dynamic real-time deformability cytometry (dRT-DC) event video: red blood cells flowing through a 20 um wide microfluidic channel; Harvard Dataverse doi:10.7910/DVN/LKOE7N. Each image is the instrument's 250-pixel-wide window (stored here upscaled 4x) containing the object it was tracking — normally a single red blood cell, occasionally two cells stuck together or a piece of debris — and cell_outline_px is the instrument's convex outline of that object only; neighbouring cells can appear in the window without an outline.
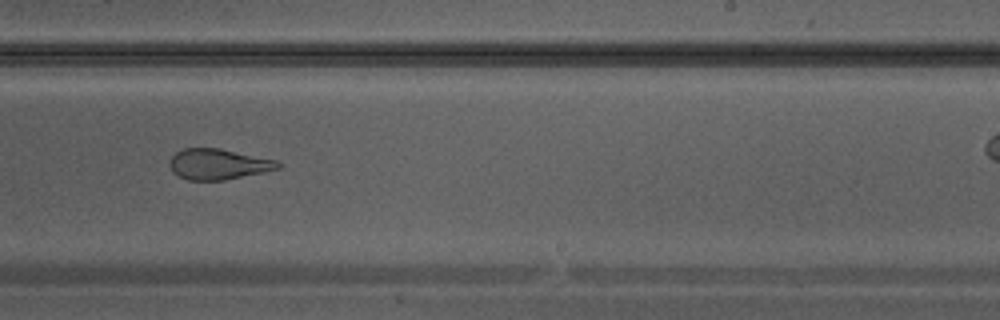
{"species": "Egyptian fruit bat (a non-hibernating species)", "species_latin": "Rousettus aegyptiacus", "temperature_condition": "warm", "stored_images_in_passage": 32, "camera_frame_rate_fps": 3000, "um_per_image_px": 0.085, "animal": {"sex": "male"}, "frame": {"image": 1, "passage_image": 23, "time_ms": 7.333, "image_size_px": [1000, 320], "cell_outline_px": [[280, 168], [264, 172], [224, 180], [188, 180], [172, 172], [168, 164], [168, 160], [176, 152], [184, 148], [220, 148], [280, 160]], "centroid_in_image_um": [18.56, 13.94], "position_along_channel_um": 270.4, "area_um2": 19.59}}